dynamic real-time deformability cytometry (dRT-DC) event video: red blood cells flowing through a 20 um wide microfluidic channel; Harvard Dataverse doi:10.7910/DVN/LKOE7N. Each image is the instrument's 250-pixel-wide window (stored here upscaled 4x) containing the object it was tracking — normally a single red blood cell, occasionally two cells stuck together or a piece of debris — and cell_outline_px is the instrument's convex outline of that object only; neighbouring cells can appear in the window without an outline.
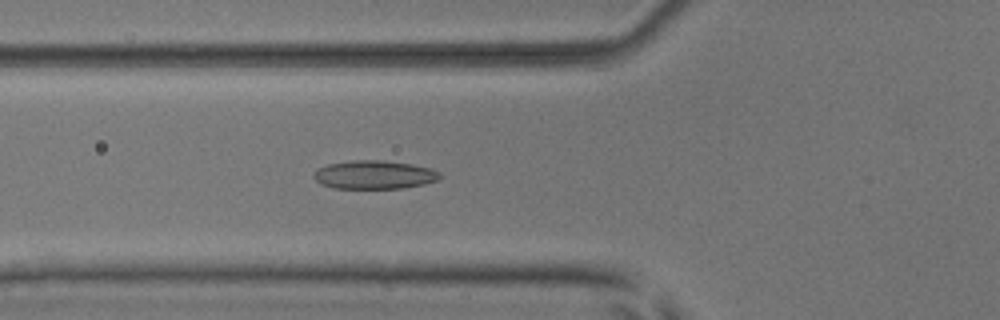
{"species": "common noctule bat (a hibernating species)", "species_latin": "Nyctalus noctula", "temperature_condition": "room temperature", "stored_images_in_passage": 53, "camera_frame_rate_fps": 3000, "um_per_image_px": 0.085, "animal": {"sex": "male", "body_mass_g": 17.9, "forearm_length_mm": 54.2}, "frame": {"image": 1, "passage_image": 20, "time_ms": 6.333, "image_size_px": [1000, 320], "cell_outline_px": [[440, 176], [436, 180], [424, 184], [404, 188], [336, 188], [320, 184], [312, 176], [316, 168], [328, 164], [352, 160], [384, 160], [412, 164], [432, 168], [440, 172]], "centroid_in_image_um": [31.79, 14.84], "position_along_channel_um": 94.0, "area_um2": 21.04}}
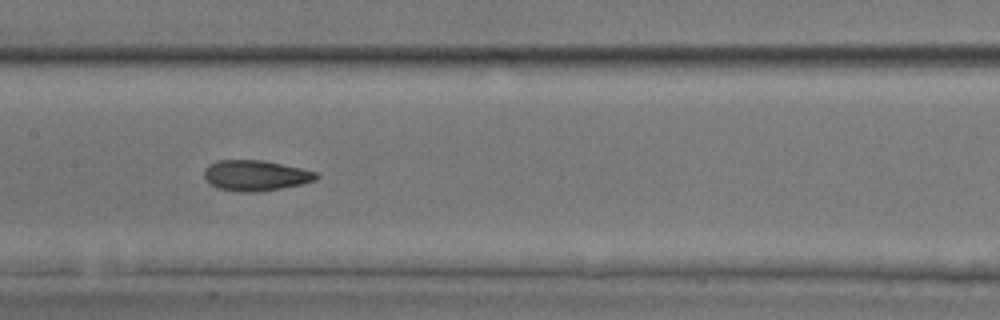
{"frame": {"image": 2, "passage_image": 27, "time_ms": 8.667, "image_size_px": [1000, 320], "cell_outline_px": [[320, 176], [316, 180], [300, 184], [260, 192], [240, 192], [216, 188], [204, 176], [204, 168], [208, 164], [216, 160], [264, 160], [300, 168], [316, 172]], "centroid_in_image_um": [21.7, 14.91], "position_along_channel_um": 185.7, "area_um2": 20.0}}
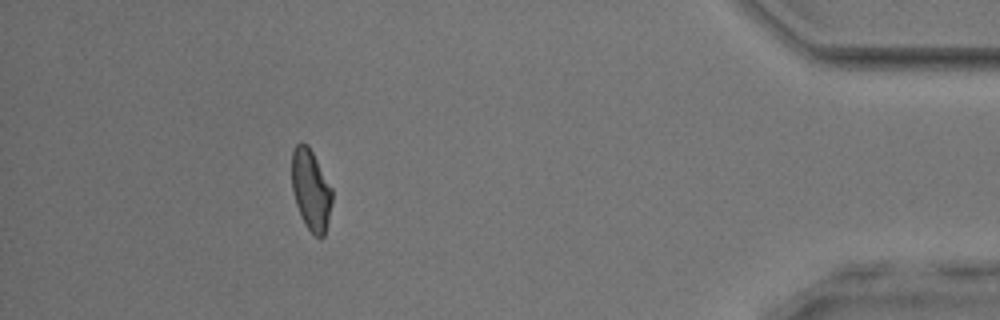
{"frame": {"image": 3, "passage_image": 48, "time_ms": 15.667, "image_size_px": [1000, 320], "cell_outline_px": [[332, 204], [324, 236], [320, 240], [304, 224], [300, 216], [296, 204], [292, 188], [292, 152], [296, 144], [300, 140], [308, 144], [332, 188]], "centroid_in_image_um": [26.42, 16.13], "position_along_channel_um": 408.8, "area_um2": 19.13}}